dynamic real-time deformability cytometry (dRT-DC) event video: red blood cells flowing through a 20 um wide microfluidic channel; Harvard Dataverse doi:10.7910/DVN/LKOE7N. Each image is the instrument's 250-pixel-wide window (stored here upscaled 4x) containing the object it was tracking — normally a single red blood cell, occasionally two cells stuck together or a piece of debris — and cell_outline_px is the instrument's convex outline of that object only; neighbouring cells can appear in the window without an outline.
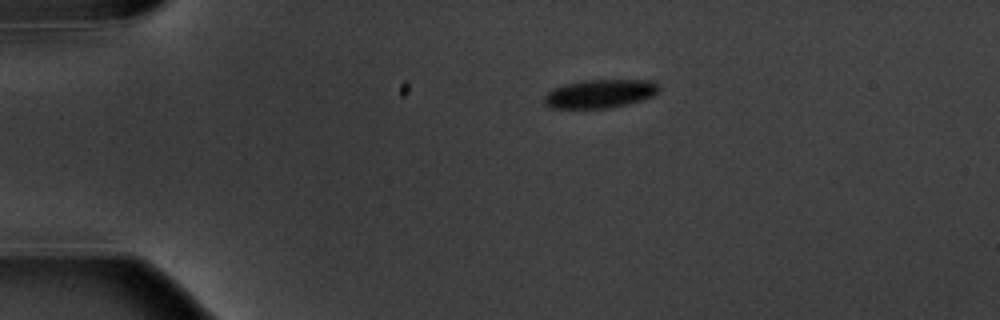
{"species": "common noctule bat (a hibernating species)", "species_latin": "Nyctalus noctula", "temperature_condition": "warm", "stored_images_in_passage": 2, "camera_frame_rate_fps": 3000, "um_per_image_px": 0.085, "animal": {"sex": "male", "body_mass_g": 20.1, "forearm_length_mm": 53.5}, "frame": {"image": 1, "passage_image": 1, "time_ms": 0.0, "image_size_px": [1000, 320], "cell_outline_px": [[660, 92], [652, 96], [628, 104], [612, 108], [552, 108], [544, 104], [544, 96], [552, 88], [564, 84], [584, 80], [652, 80], [660, 84]], "centroid_in_image_um": [51.02, 7.96], "position_along_channel_um": 34.0, "area_um2": 19.31}}